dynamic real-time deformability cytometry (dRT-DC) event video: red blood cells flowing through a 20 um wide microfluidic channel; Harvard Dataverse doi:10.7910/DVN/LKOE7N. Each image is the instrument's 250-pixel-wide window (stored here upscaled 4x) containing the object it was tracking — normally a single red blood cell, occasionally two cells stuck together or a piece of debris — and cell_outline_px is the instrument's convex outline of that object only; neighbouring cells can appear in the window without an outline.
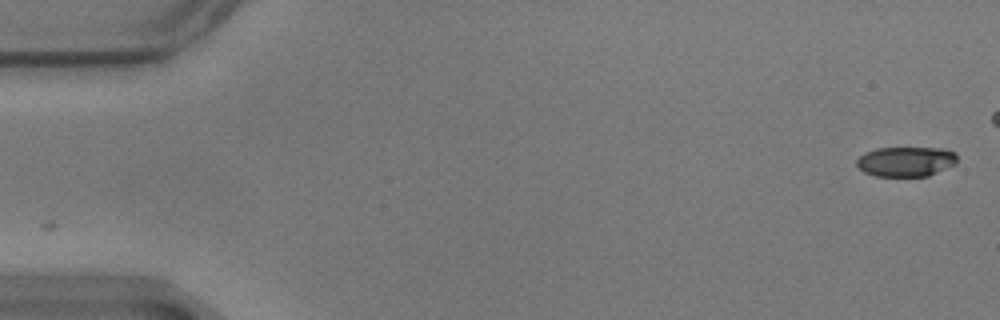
{"species": "common noctule bat (a hibernating species)", "species_latin": "Nyctalus noctula", "temperature_condition": "warm", "stored_images_in_passage": 15, "camera_frame_rate_fps": 3000, "um_per_image_px": 0.085, "animal": {"sex": "male", "body_mass_g": 17.9}, "frame": {"image": 1, "passage_image": 1, "time_ms": 0.0, "image_size_px": [1000, 320], "cell_outline_px": [[956, 164], [928, 176], [876, 176], [864, 172], [856, 164], [856, 160], [864, 152], [876, 148], [944, 148], [956, 152]], "centroid_in_image_um": [77.01, 13.72], "position_along_channel_um": 8.0, "area_um2": 17.57}}